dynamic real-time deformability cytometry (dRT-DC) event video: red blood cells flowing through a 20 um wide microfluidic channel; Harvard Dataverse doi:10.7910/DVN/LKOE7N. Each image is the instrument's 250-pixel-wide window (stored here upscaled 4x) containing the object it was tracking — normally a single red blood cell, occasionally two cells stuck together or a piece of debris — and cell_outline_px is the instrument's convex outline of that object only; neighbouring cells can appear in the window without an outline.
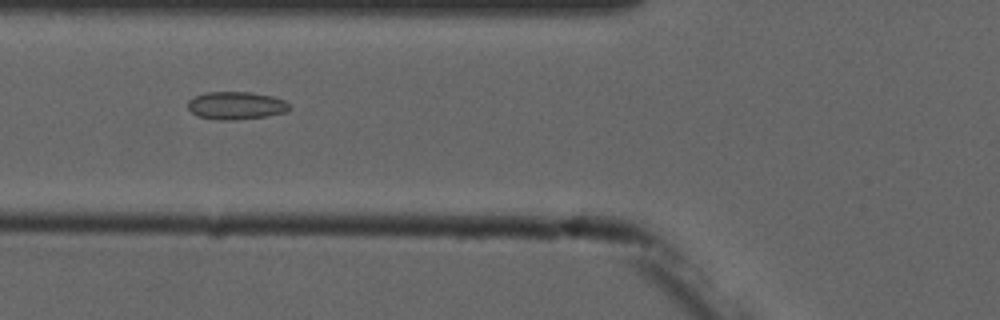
{"species": "common noctule bat (a hibernating species)", "species_latin": "Nyctalus noctula", "temperature_condition": "cold", "stored_images_in_passage": 6, "camera_frame_rate_fps": 3000, "um_per_image_px": 0.085, "animal": {"sex": "male", "forearm_length_mm": 52.5}, "frame": {"image": 1, "passage_image": 6, "time_ms": 6.0, "image_size_px": [1000, 320], "cell_outline_px": [[292, 108], [284, 112], [268, 116], [236, 120], [220, 120], [200, 116], [192, 112], [188, 108], [188, 100], [196, 96], [208, 92], [252, 92], [272, 96], [284, 100]], "centroid_in_image_um": [20.09, 8.97], "position_along_channel_um": 105.7, "area_um2": 16.36}}